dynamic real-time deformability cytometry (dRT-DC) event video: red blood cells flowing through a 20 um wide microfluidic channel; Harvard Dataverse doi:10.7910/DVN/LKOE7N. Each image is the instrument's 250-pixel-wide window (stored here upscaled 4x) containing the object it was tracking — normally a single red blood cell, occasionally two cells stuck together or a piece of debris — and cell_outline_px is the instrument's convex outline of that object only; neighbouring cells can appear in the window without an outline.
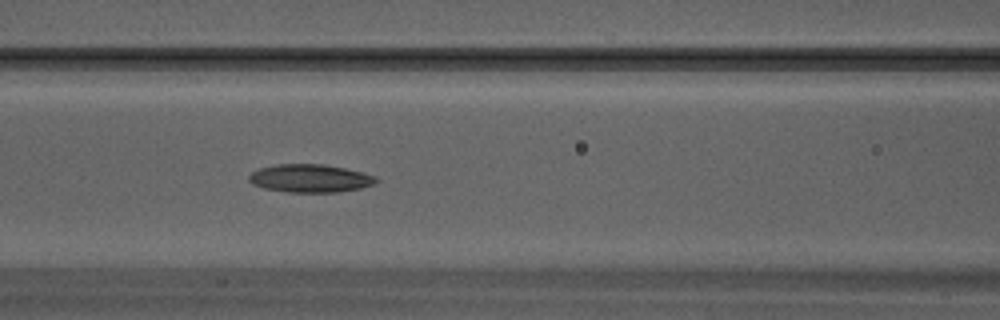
{"species": "Egyptian fruit bat (a non-hibernating species)", "species_latin": "Rousettus aegyptiacus", "temperature_condition": "warm", "stored_images_in_passage": 10, "camera_frame_rate_fps": 3000, "um_per_image_px": 0.085, "animal": {"sex": "male"}, "frame": {"image": 1, "passage_image": 10, "time_ms": 3.0, "image_size_px": [1000, 320], "cell_outline_px": [[380, 180], [372, 184], [360, 188], [336, 192], [288, 192], [264, 188], [252, 184], [248, 180], [248, 176], [252, 172], [260, 168], [276, 164], [320, 164], [344, 168], [364, 172], [376, 176]], "centroid_in_image_um": [26.35, 15.15], "position_along_channel_um": 140.2, "area_um2": 20.75}}